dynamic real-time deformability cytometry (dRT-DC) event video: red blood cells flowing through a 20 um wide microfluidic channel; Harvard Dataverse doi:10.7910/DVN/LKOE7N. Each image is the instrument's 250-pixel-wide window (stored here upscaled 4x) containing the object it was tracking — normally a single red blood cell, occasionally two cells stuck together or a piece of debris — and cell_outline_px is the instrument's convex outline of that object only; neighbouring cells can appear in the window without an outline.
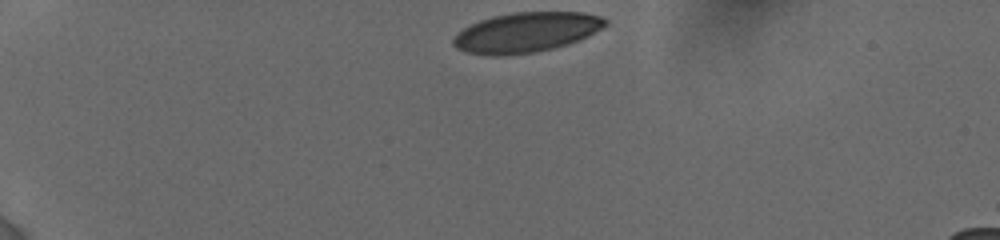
{"species": "human", "species_latin": "Homo sapiens", "temperature_condition": "cold", "stored_images_in_passage": 69, "camera_frame_rate_fps": 3000, "um_per_image_px": 0.085, "donor": {"sex": "female"}, "frame": {"image": 1, "passage_image": 1, "time_ms": 0.0, "image_size_px": [1000, 240], "cell_outline_px": [[608, 24], [588, 36], [580, 40], [568, 44], [552, 48], [532, 52], [504, 56], [492, 56], [468, 52], [456, 48], [452, 44], [452, 40], [456, 32], [480, 20], [492, 16], [512, 12], [584, 12], [600, 16], [608, 20]], "centroid_in_image_um": [44.72, 2.74], "position_along_channel_um": 40.3, "area_um2": 35.49}}
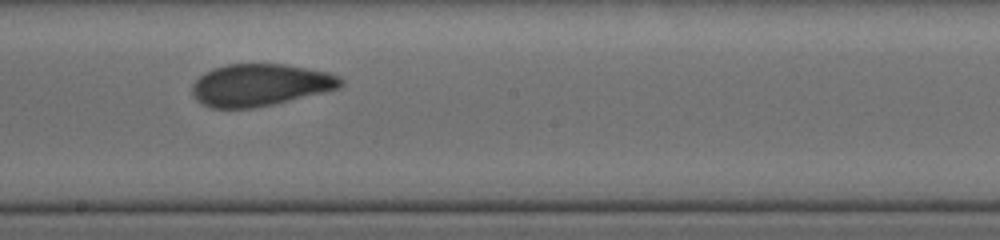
{"frame": {"image": 2, "passage_image": 32, "time_ms": 6.667, "image_size_px": [1000, 240], "cell_outline_px": [[344, 84], [340, 88], [324, 92], [272, 104], [252, 108], [212, 108], [200, 104], [192, 96], [192, 84], [204, 72], [212, 68], [228, 64], [284, 64], [328, 72], [340, 76], [344, 80]], "centroid_in_image_um": [22.1, 7.22], "position_along_channel_um": 226.1, "area_um2": 36.59}}
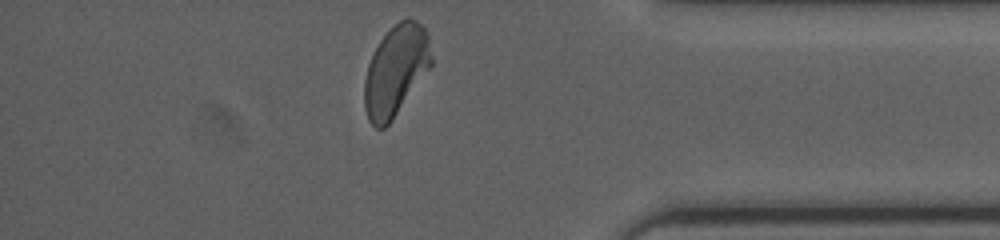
{"frame": {"image": 3, "passage_image": 66, "time_ms": 11.667, "image_size_px": [1000, 240], "cell_outline_px": [[432, 64], [392, 120], [384, 128], [376, 128], [368, 120], [364, 108], [364, 80], [368, 64], [380, 40], [388, 28], [400, 20], [408, 16], [416, 20], [424, 28], [428, 36], [432, 56]], "centroid_in_image_um": [33.63, 5.97], "position_along_channel_um": 401.6, "area_um2": 35.26}, "authors_computed_cell_mechanics": {"area_um2": 36.1828, "velocity_mm_per_s": 3.8405, "shape_relaxation_time_tau1_ms": null, "shape_relaxation_time_tau2_ms": 1.0861, "deformation_change_tau1": null, "deformation_change_tau2": 0.0549}}